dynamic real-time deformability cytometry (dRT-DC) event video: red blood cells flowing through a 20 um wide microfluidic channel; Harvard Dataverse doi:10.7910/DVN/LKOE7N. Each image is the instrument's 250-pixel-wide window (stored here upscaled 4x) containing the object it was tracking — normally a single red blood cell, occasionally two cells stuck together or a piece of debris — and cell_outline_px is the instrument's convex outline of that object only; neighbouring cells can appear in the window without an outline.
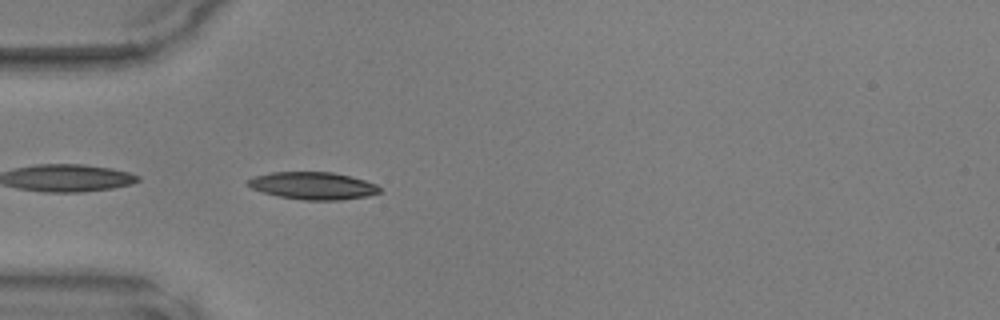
{"species": "common noctule bat (a hibernating species)", "species_latin": "Nyctalus noctula", "temperature_condition": "warm", "stored_images_in_passage": 34, "camera_frame_rate_fps": 3000, "um_per_image_px": 0.085, "animal": {"sex": "male", "body_mass_g": 17.9, "forearm_length_mm": 54.2}, "frame": {"image": 1, "passage_image": 1, "time_ms": 0.0, "image_size_px": [1000, 320], "cell_outline_px": [[380, 192], [368, 196], [340, 200], [304, 200], [280, 196], [264, 192], [252, 188], [244, 184], [244, 180], [252, 176], [272, 172], [332, 172], [364, 180], [376, 184], [380, 188]], "centroid_in_image_um": [26.55, 15.78], "position_along_channel_um": 58.5, "area_um2": 21.04}}
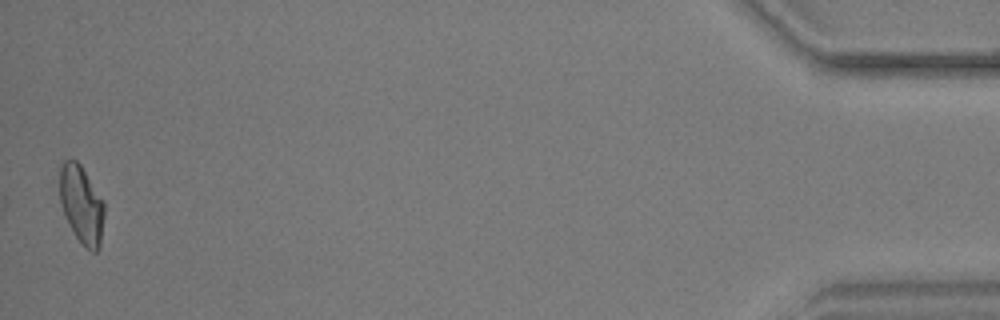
{"frame": {"image": 2, "passage_image": 34, "time_ms": 11.0, "image_size_px": [1000, 320], "cell_outline_px": [[104, 216], [100, 248], [96, 252], [92, 252], [76, 236], [64, 212], [60, 200], [60, 164], [64, 160], [76, 160], [80, 164], [104, 200]], "centroid_in_image_um": [6.95, 17.36], "position_along_channel_um": 428.2, "area_um2": 20.0}}